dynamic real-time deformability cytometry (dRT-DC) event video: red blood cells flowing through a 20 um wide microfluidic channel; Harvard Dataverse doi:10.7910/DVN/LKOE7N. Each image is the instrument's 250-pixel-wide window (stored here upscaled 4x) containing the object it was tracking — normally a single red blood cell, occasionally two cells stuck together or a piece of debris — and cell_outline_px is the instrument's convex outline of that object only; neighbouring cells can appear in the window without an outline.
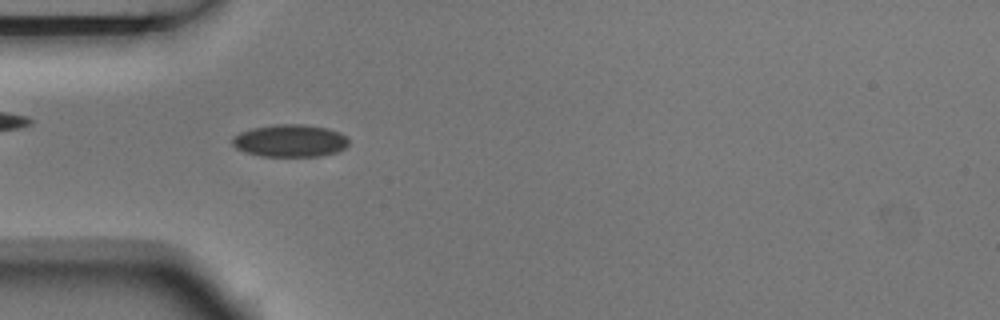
{"species": "Egyptian fruit bat (a non-hibernating species)", "species_latin": "Rousettus aegyptiacus", "temperature_condition": "room temperature", "stored_images_in_passage": 5, "camera_frame_rate_fps": 3000, "um_per_image_px": 0.085, "animal": {"sex": "male"}, "frame": {"image": 1, "passage_image": 4, "time_ms": 1.0, "image_size_px": [1000, 320], "cell_outline_px": [[348, 144], [344, 148], [336, 152], [320, 156], [260, 156], [244, 152], [236, 148], [232, 144], [232, 140], [240, 132], [252, 128], [276, 124], [300, 124], [328, 128], [340, 132], [348, 140]], "centroid_in_image_um": [24.65, 11.96], "position_along_channel_um": 60.4, "area_um2": 21.91}}
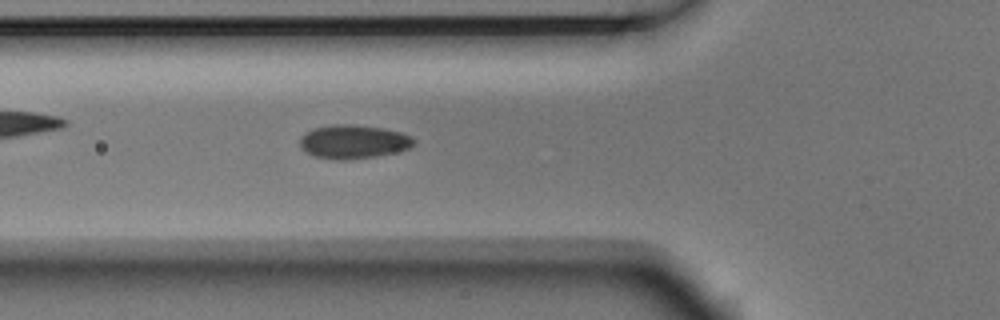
{"frame": {"image": 2, "passage_image": 5, "time_ms": 1.333, "image_size_px": [1000, 320], "cell_outline_px": [[416, 140], [412, 148], [376, 156], [348, 160], [336, 160], [316, 156], [300, 148], [300, 136], [304, 132], [312, 128], [332, 124], [352, 124], [384, 128], [400, 132], [412, 136]], "centroid_in_image_um": [30.04, 12.03], "position_along_channel_um": 95.8, "area_um2": 22.66}}